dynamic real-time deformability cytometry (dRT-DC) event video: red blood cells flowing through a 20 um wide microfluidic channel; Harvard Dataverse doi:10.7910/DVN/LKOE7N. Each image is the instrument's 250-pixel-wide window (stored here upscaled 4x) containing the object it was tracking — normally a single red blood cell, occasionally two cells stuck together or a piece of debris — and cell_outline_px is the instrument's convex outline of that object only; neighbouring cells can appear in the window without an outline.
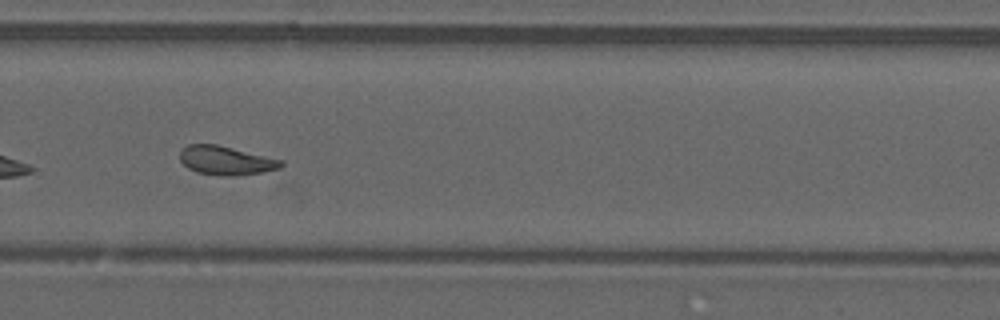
{"species": "common noctule bat (a hibernating species)", "species_latin": "Nyctalus noctula", "temperature_condition": "warm", "stored_images_in_passage": 41, "camera_frame_rate_fps": 3000, "um_per_image_px": 0.085, "animal": {"sex": "male", "forearm_length_mm": 52.5}, "frame": {"image": 1, "passage_image": 34, "time_ms": 11.0, "image_size_px": [1000, 320], "cell_outline_px": [[284, 164], [280, 168], [264, 172], [232, 176], [220, 176], [196, 172], [188, 168], [180, 160], [180, 148], [188, 144], [216, 144], [284, 160]], "centroid_in_image_um": [19.2, 13.64], "position_along_channel_um": 310.6, "area_um2": 17.17}, "authors_computed_cell_mechanics": {"area_um2": 17.6868, "velocity_mm_per_s": 4.0632, "shape_relaxation_time_tau1_ms": null, "shape_relaxation_time_tau2_ms": 3.0955, "deformation_change_tau1": null, "deformation_change_tau2": 0.1107}}